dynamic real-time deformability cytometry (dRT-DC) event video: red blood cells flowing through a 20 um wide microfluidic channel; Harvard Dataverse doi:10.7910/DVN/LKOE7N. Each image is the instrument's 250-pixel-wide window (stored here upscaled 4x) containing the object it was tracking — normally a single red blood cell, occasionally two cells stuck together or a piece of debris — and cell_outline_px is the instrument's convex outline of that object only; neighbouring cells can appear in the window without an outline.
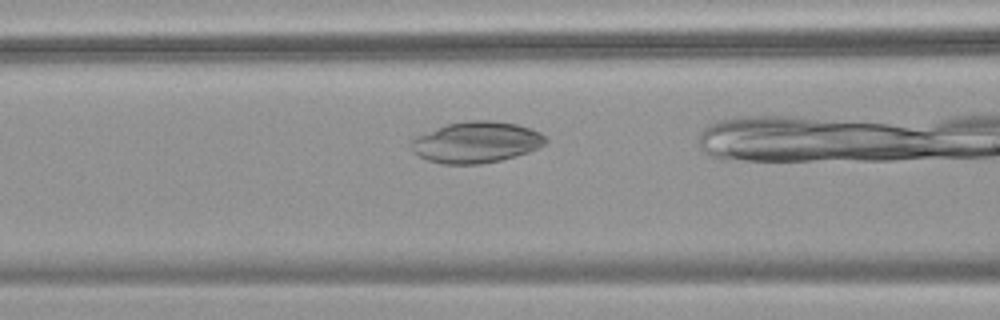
{"species": "common noctule bat (a hibernating species)", "species_latin": "Nyctalus noctula", "temperature_condition": "warm", "stored_images_in_passage": 24, "camera_frame_rate_fps": 3000, "um_per_image_px": 0.085, "animal": {"sex": "female", "body_mass_g": 18.4}, "frame": {"image": 1, "passage_image": 3, "time_ms": 0.667, "image_size_px": [1000, 320], "cell_outline_px": [[548, 140], [544, 144], [528, 152], [516, 156], [500, 160], [480, 164], [444, 164], [428, 160], [412, 152], [408, 144], [416, 136], [448, 124], [468, 120], [492, 120], [516, 124], [540, 132]], "centroid_in_image_um": [40.45, 12.09], "position_along_channel_um": 126.1, "area_um2": 32.14}}
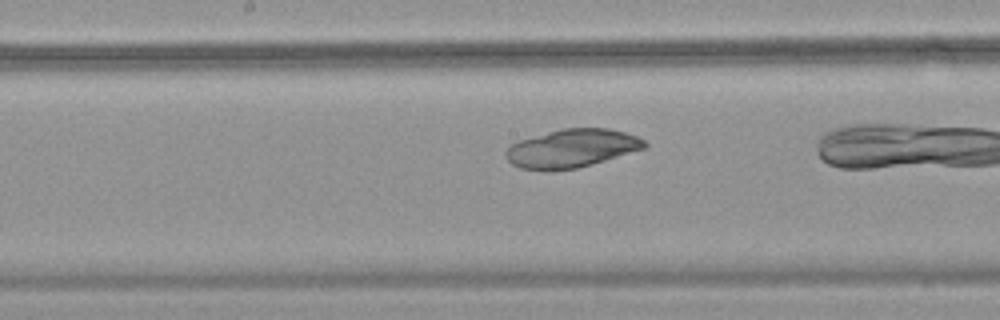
{"frame": {"image": 2, "passage_image": 9, "time_ms": 2.667, "image_size_px": [1000, 320], "cell_outline_px": [[648, 148], [576, 168], [552, 172], [548, 172], [520, 168], [512, 164], [504, 156], [504, 152], [512, 144], [520, 140], [548, 132], [564, 128], [608, 128], [624, 132], [636, 136], [644, 140], [648, 144]], "centroid_in_image_um": [48.6, 12.63], "position_along_channel_um": 199.6, "area_um2": 31.15}}
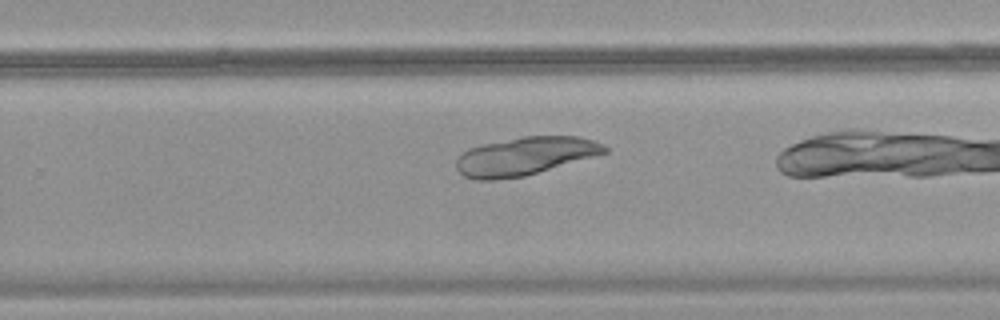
{"frame": {"image": 3, "passage_image": 16, "time_ms": 5.0, "image_size_px": [1000, 320], "cell_outline_px": [[608, 152], [524, 176], [492, 180], [476, 180], [464, 176], [456, 168], [456, 160], [460, 152], [468, 148], [480, 144], [524, 136], [576, 136], [592, 140], [604, 144], [608, 148]], "centroid_in_image_um": [44.57, 13.26], "position_along_channel_um": 285.2, "area_um2": 32.95}}